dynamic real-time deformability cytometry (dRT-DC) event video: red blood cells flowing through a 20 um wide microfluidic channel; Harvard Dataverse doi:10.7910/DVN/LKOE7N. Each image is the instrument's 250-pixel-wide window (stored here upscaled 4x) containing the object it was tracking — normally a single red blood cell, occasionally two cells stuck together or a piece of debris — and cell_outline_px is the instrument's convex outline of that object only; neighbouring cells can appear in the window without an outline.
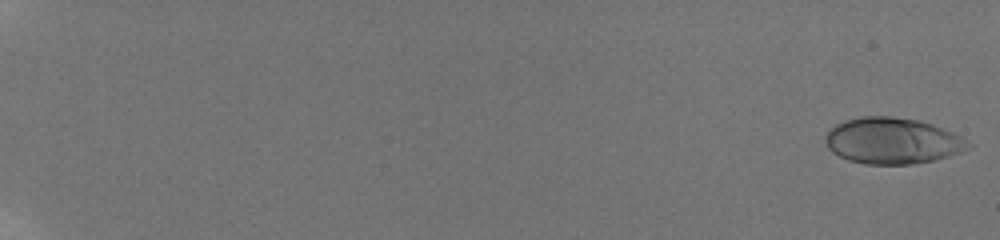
{"species": "human", "species_latin": "Homo sapiens", "temperature_condition": "room temperature", "stored_images_in_passage": 28, "camera_frame_rate_fps": 3000, "um_per_image_px": 0.085, "donor": {"sex": "male"}, "frame": {"image": 1, "passage_image": 1, "time_ms": 0.0, "image_size_px": [1000, 240], "cell_outline_px": [[972, 148], [948, 156], [932, 160], [912, 164], [864, 164], [848, 160], [832, 152], [828, 148], [824, 140], [824, 136], [828, 128], [844, 120], [860, 116], [892, 116], [920, 120], [932, 124], [952, 132], [960, 136], [972, 144]], "centroid_in_image_um": [75.82, 11.96], "position_along_channel_um": 9.2, "area_um2": 38.73}}
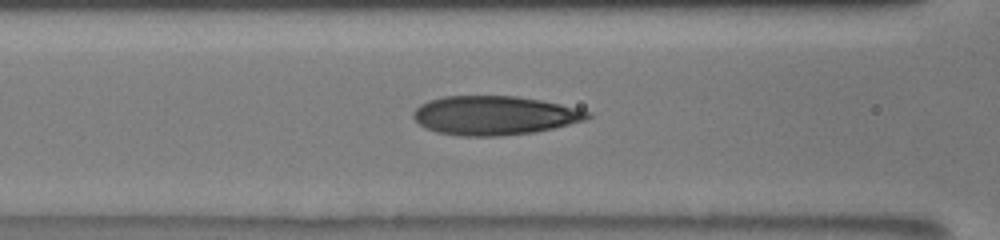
{"frame": {"image": 2, "passage_image": 24, "time_ms": 9.333, "image_size_px": [1000, 240], "cell_outline_px": [[592, 116], [588, 120], [536, 132], [500, 136], [460, 136], [436, 132], [420, 124], [412, 116], [412, 112], [420, 104], [428, 100], [444, 96], [516, 96], [540, 100], [560, 104], [592, 112]], "centroid_in_image_um": [42.04, 9.81], "position_along_channel_um": 124.6, "area_um2": 39.77}}
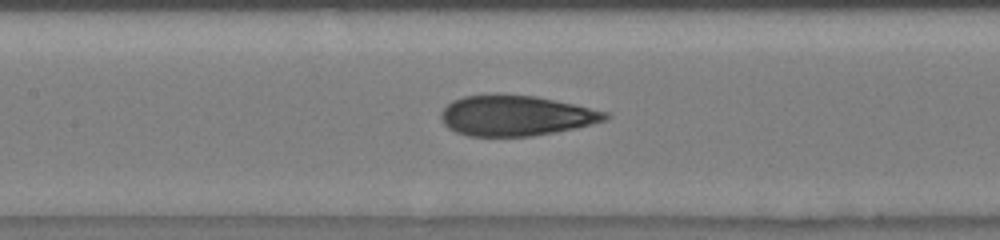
{"frame": {"image": 3, "passage_image": 27, "time_ms": 10.333, "image_size_px": [1000, 240], "cell_outline_px": [[612, 116], [608, 120], [576, 128], [556, 132], [532, 136], [468, 136], [456, 132], [448, 128], [444, 124], [440, 116], [440, 112], [452, 100], [464, 96], [496, 92], [536, 96], [608, 112]], "centroid_in_image_um": [43.83, 9.81], "position_along_channel_um": 163.6, "area_um2": 39.25}}